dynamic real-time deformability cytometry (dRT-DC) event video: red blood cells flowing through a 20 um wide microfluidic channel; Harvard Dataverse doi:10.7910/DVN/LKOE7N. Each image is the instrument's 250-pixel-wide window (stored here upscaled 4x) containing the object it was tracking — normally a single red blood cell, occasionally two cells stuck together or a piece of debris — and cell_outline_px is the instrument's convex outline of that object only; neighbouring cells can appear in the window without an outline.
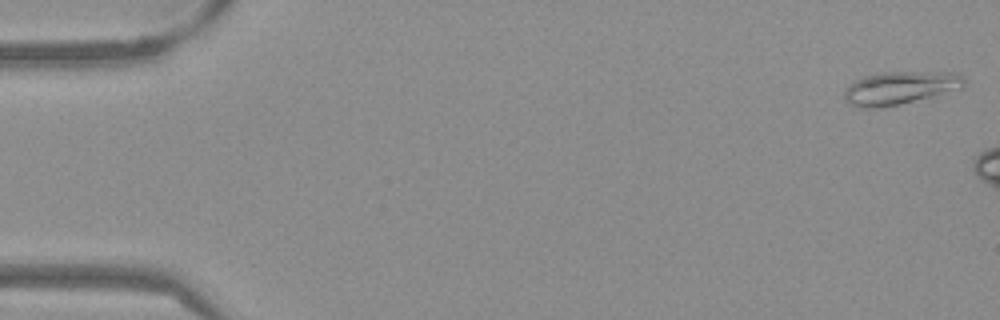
{"species": "Egyptian fruit bat (a non-hibernating species)", "species_latin": "Rousettus aegyptiacus", "temperature_condition": "warm", "stored_images_in_passage": 7, "camera_frame_rate_fps": 3000, "um_per_image_px": 0.085, "frame": {"image": 1, "passage_image": 1, "time_ms": 0.0, "image_size_px": [1000, 320], "cell_outline_px": [[968, 84], [964, 88], [932, 100], [880, 108], [860, 108], [848, 104], [844, 96], [844, 92], [852, 80], [864, 76], [880, 72], [960, 72], [964, 76]], "centroid_in_image_um": [76.64, 7.5], "position_along_channel_um": 8.4, "area_um2": 24.62}}